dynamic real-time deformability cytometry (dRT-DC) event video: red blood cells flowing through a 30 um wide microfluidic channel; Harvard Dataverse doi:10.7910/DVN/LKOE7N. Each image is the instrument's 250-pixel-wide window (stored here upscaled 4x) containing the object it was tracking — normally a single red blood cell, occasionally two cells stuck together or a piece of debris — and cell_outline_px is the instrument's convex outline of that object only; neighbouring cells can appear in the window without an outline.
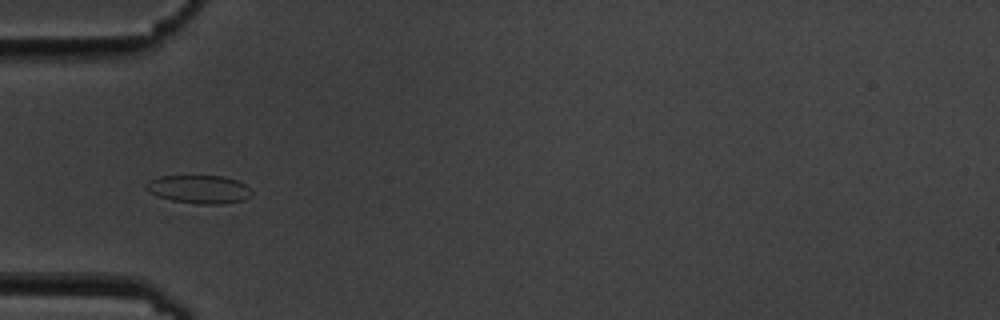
{"species": "common noctule bat (a hibernating species)", "species_latin": "Nyctalus noctula", "temperature_condition": "cold", "stored_images_in_passage": 5, "camera_frame_rate_fps": 3000, "um_per_image_px": 0.085, "animal": {"sex": "male", "body_mass_g": 19.5, "forearm_length_mm": 54.6}, "frame": {"image": 1, "passage_image": 5, "time_ms": 5.0, "image_size_px": [1000, 320], "cell_outline_px": [[252, 196], [244, 200], [224, 204], [200, 204], [172, 200], [156, 196], [148, 192], [144, 188], [144, 184], [148, 180], [160, 176], [224, 176], [236, 180], [244, 184], [252, 192]], "centroid_in_image_um": [16.88, 16.09], "position_along_channel_um": 68.1, "area_um2": 17.57}}